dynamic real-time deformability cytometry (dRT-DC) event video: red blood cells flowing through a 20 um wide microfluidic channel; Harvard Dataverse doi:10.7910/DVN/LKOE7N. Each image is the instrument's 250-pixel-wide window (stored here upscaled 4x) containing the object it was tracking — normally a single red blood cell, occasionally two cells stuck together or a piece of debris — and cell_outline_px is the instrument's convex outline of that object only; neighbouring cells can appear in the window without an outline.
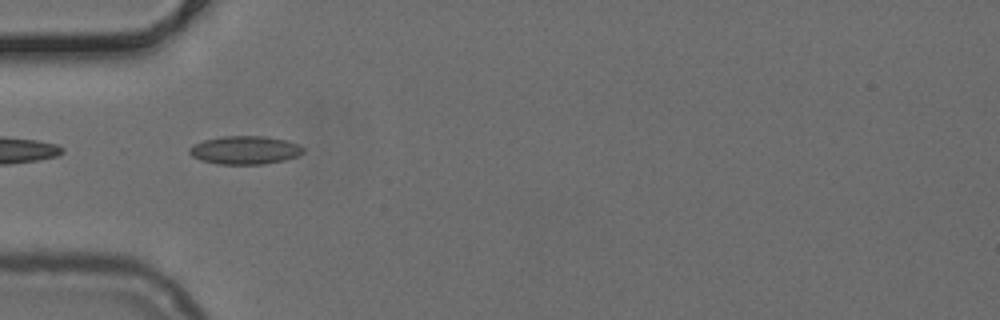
{"species": "common noctule bat (a hibernating species)", "species_latin": "Nyctalus noctula", "temperature_condition": "cold", "stored_images_in_passage": 30, "camera_frame_rate_fps": 3000, "um_per_image_px": 0.085, "animal": {"sex": "female", "body_mass_g": 24.6, "forearm_length_mm": 56.2}, "frame": {"image": 1, "passage_image": 1, "time_ms": 0.0, "image_size_px": [1000, 320], "cell_outline_px": [[304, 152], [300, 156], [284, 160], [264, 164], [216, 164], [200, 160], [192, 156], [188, 152], [188, 148], [192, 144], [204, 140], [220, 136], [264, 136], [288, 140], [300, 144], [304, 148]], "centroid_in_image_um": [20.83, 12.75], "position_along_channel_um": 64.2, "area_um2": 19.13}}
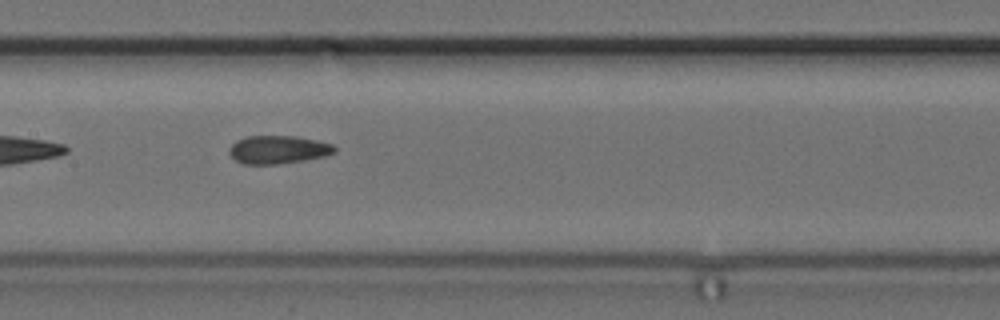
{"frame": {"image": 2, "passage_image": 10, "time_ms": 3.0, "image_size_px": [1000, 320], "cell_outline_px": [[336, 152], [324, 156], [276, 164], [244, 164], [236, 160], [228, 152], [228, 148], [236, 140], [248, 136], [292, 136], [316, 140], [332, 144], [336, 148]], "centroid_in_image_um": [23.61, 12.71], "position_along_channel_um": 183.8, "area_um2": 17.05}}
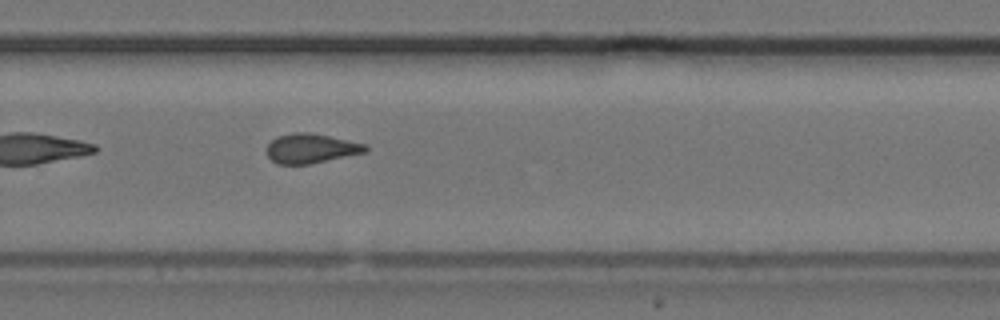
{"frame": {"image": 3, "passage_image": 19, "time_ms": 6.0, "image_size_px": [1000, 320], "cell_outline_px": [[368, 148], [364, 152], [308, 164], [276, 164], [268, 156], [268, 144], [276, 136], [292, 132], [308, 132], [368, 144]], "centroid_in_image_um": [26.41, 12.6], "position_along_channel_um": 303.4, "area_um2": 16.76}}